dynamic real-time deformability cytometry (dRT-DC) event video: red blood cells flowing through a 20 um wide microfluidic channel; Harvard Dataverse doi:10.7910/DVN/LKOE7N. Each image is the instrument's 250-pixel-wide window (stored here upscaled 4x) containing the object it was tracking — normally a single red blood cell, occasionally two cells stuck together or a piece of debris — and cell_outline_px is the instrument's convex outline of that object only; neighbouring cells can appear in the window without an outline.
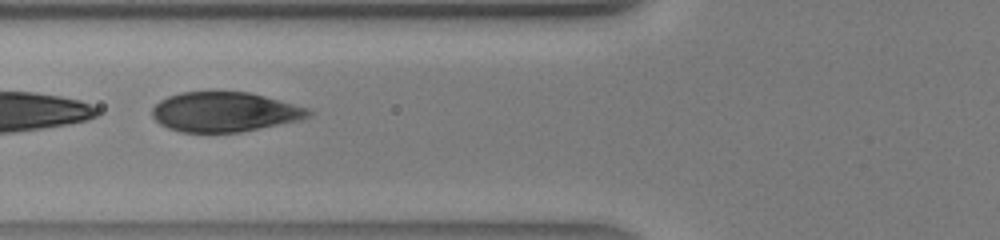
{"species": "human", "species_latin": "Homo sapiens", "temperature_condition": "warm", "stored_images_in_passage": 31, "camera_frame_rate_fps": 3000, "um_per_image_px": 0.085, "donor": {"sex": "male"}, "frame": {"image": 1, "passage_image": 16, "time_ms": 5.0, "image_size_px": [1000, 240], "cell_outline_px": [[312, 116], [300, 120], [240, 132], [180, 132], [168, 128], [160, 124], [152, 116], [152, 108], [160, 100], [168, 96], [180, 92], [248, 92], [264, 96], [308, 108], [312, 112]], "centroid_in_image_um": [19.08, 9.52], "position_along_channel_um": 106.7, "area_um2": 36.07}}
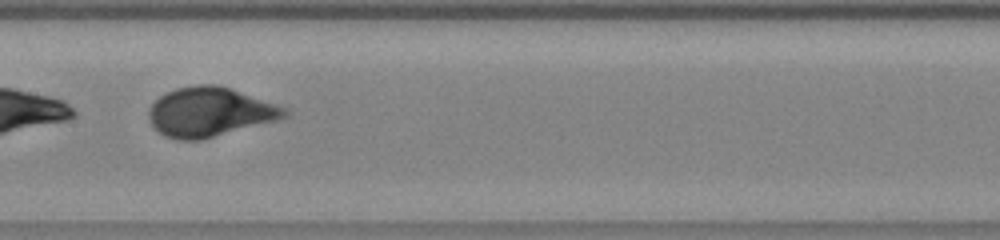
{"frame": {"image": 2, "passage_image": 21, "time_ms": 6.667, "image_size_px": [1000, 240], "cell_outline_px": [[288, 116], [280, 120], [200, 140], [176, 140], [164, 136], [152, 124], [148, 116], [148, 108], [160, 96], [176, 88], [196, 84], [216, 84], [232, 88], [288, 108]], "centroid_in_image_um": [17.87, 9.52], "position_along_channel_um": 189.5, "area_um2": 39.3}}